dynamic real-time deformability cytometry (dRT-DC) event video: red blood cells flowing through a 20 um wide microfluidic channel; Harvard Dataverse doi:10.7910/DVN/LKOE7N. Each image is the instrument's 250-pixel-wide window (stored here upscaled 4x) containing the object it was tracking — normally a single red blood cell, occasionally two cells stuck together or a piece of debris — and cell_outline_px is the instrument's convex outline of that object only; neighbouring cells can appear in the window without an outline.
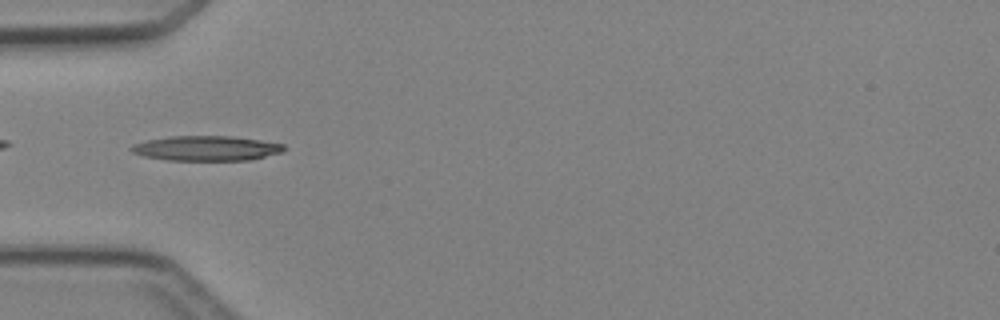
{"species": "Egyptian fruit bat (a non-hibernating species)", "species_latin": "Rousettus aegyptiacus", "temperature_condition": "cold", "stored_images_in_passage": 5, "camera_frame_rate_fps": 3000, "um_per_image_px": 0.085, "animal": {"sex": "female"}, "frame": {"image": 1, "passage_image": 4, "time_ms": 3.667, "image_size_px": [1000, 320], "cell_outline_px": [[284, 148], [280, 152], [248, 160], [168, 160], [144, 156], [132, 152], [128, 148], [132, 144], [148, 140], [168, 136], [232, 136], [260, 140], [284, 144]], "centroid_in_image_um": [17.48, 12.59], "position_along_channel_um": 67.5, "area_um2": 21.96}}
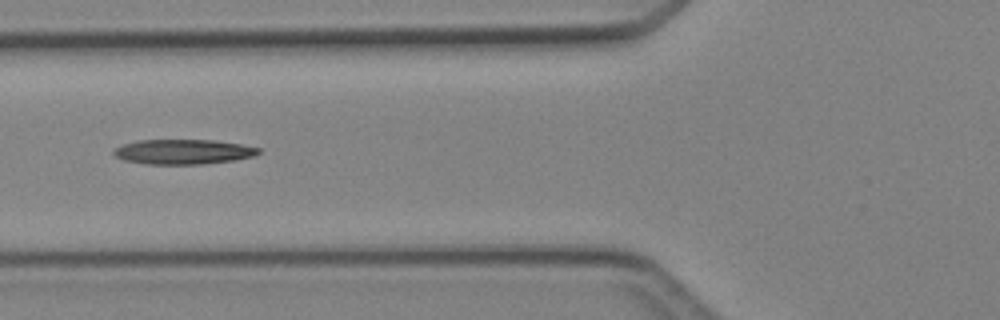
{"frame": {"image": 2, "passage_image": 5, "time_ms": 4.667, "image_size_px": [1000, 320], "cell_outline_px": [[260, 152], [252, 156], [232, 160], [200, 164], [148, 164], [124, 160], [116, 156], [112, 152], [116, 148], [124, 144], [140, 140], [216, 140], [240, 144], [260, 148]], "centroid_in_image_um": [15.57, 12.89], "position_along_channel_um": 110.2, "area_um2": 20.69}}